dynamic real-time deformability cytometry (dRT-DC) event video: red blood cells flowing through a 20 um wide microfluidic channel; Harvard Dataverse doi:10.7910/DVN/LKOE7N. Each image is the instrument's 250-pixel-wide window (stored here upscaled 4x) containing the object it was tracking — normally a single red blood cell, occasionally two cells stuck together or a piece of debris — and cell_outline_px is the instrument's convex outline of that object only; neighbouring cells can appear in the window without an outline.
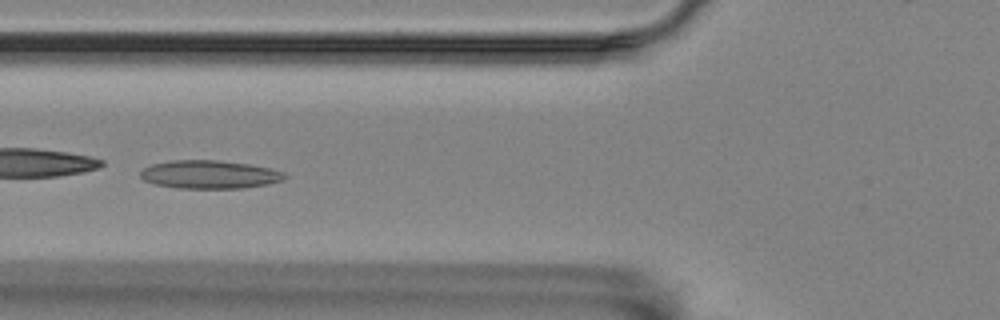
{"species": "Egyptian fruit bat (a non-hibernating species)", "species_latin": "Rousettus aegyptiacus", "temperature_condition": "room temperature", "stored_images_in_passage": 5, "camera_frame_rate_fps": 3000, "um_per_image_px": 0.085, "animal": {"sex": "female"}, "frame": {"image": 1, "passage_image": 5, "time_ms": 1.333, "image_size_px": [1000, 320], "cell_outline_px": [[288, 176], [284, 180], [268, 184], [244, 188], [176, 188], [156, 184], [144, 180], [140, 176], [140, 172], [144, 168], [152, 164], [172, 160], [216, 160], [252, 164], [284, 172]], "centroid_in_image_um": [17.84, 14.83], "position_along_channel_um": 108.0, "area_um2": 23.81}}